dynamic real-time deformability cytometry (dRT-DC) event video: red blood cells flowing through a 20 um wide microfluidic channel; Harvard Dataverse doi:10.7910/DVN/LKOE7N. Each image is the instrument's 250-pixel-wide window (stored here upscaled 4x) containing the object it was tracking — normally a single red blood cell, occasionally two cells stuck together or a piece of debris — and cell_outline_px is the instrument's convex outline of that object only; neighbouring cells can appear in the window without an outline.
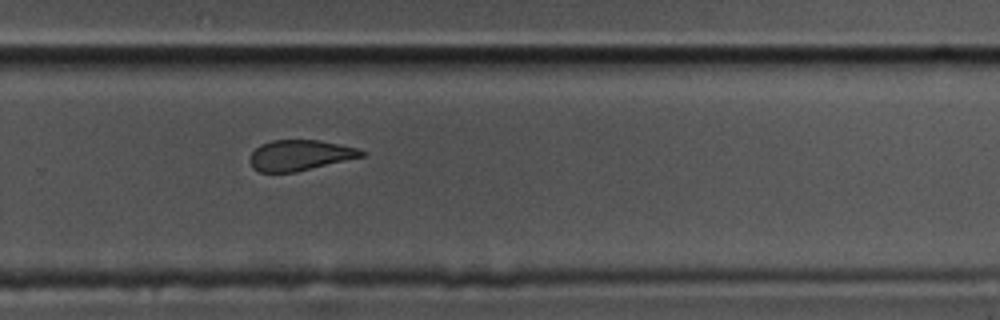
{"species": "common noctule bat (a hibernating species)", "species_latin": "Nyctalus noctula", "temperature_condition": "cold", "stored_images_in_passage": 31, "camera_frame_rate_fps": 3000, "um_per_image_px": 0.085, "animal": {"sex": "male", "body_mass_g": 17.5, "forearm_length_mm": 52.3}, "frame": {"image": 1, "passage_image": 22, "time_ms": 7.0, "image_size_px": [1000, 320], "cell_outline_px": [[364, 156], [296, 172], [260, 172], [252, 168], [248, 160], [252, 152], [260, 144], [272, 140], [320, 140], [356, 148], [364, 152]], "centroid_in_image_um": [25.43, 13.2], "position_along_channel_um": 304.4, "area_um2": 19.83}}